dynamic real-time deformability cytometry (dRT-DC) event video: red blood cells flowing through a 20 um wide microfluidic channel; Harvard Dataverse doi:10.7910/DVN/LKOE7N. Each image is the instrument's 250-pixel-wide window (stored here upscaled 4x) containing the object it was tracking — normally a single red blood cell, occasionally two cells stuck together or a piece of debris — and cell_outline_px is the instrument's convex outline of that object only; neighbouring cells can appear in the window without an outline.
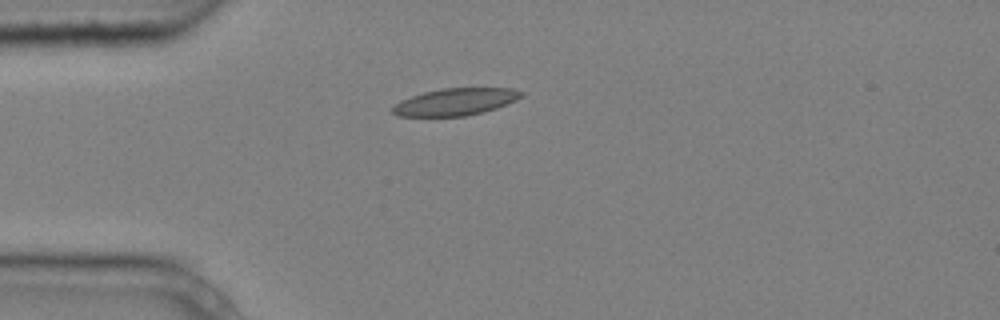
{"species": "common noctule bat (a hibernating species)", "species_latin": "Nyctalus noctula", "temperature_condition": "cold", "stored_images_in_passage": 1, "camera_frame_rate_fps": 3000, "um_per_image_px": 0.085, "animal": {"sex": "male", "body_mass_g": 20.4}, "frame": {"image": 1, "passage_image": 1, "time_ms": 0.0, "image_size_px": [1000, 320], "cell_outline_px": [[524, 96], [516, 100], [496, 108], [484, 112], [464, 116], [396, 116], [392, 112], [392, 108], [400, 100], [424, 92], [440, 88], [512, 88], [524, 92]], "centroid_in_image_um": [38.73, 8.65], "position_along_channel_um": 46.3, "area_um2": 20.35}}